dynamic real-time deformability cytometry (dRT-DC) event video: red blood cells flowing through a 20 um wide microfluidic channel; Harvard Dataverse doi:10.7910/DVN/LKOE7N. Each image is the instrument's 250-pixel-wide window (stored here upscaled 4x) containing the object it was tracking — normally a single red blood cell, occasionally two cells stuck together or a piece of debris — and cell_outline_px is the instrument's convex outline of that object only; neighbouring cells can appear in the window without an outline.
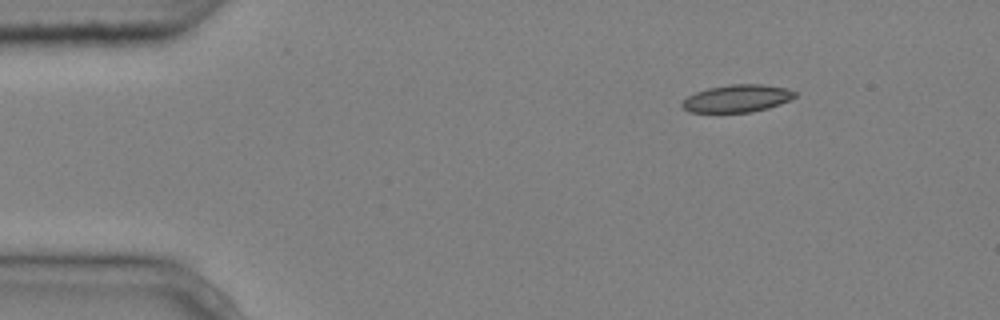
{"species": "common noctule bat (a hibernating species)", "species_latin": "Nyctalus noctula", "temperature_condition": "cold", "stored_images_in_passage": 3, "camera_frame_rate_fps": 3000, "um_per_image_px": 0.085, "animal": {"sex": "male", "body_mass_g": 20.4}, "frame": {"image": 1, "passage_image": 1, "time_ms": 0.0, "image_size_px": [1000, 320], "cell_outline_px": [[796, 96], [780, 104], [768, 108], [752, 112], [688, 112], [680, 104], [688, 96], [696, 92], [708, 88], [732, 84], [760, 84], [788, 88], [796, 92]], "centroid_in_image_um": [62.66, 8.37], "position_along_channel_um": 22.3, "area_um2": 17.98}}